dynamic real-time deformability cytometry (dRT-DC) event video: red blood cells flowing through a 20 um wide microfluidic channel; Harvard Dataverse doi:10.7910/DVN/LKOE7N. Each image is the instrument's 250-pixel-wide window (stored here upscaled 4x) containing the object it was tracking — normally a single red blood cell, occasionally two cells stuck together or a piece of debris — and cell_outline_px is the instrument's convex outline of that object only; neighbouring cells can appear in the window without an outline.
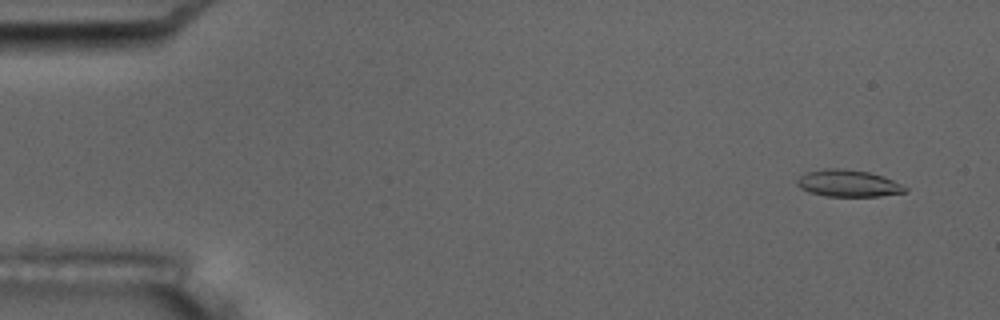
{"species": "common noctule bat (a hibernating species)", "species_latin": "Nyctalus noctula", "temperature_condition": "room temperature", "stored_images_in_passage": 3, "camera_frame_rate_fps": 3000, "um_per_image_px": 0.085, "animal": {"sex": "male", "body_mass_g": 17.5, "forearm_length_mm": 52.3}, "frame": {"image": 1, "passage_image": 1, "time_ms": 0.0, "image_size_px": [1000, 320], "cell_outline_px": [[908, 192], [880, 196], [824, 196], [808, 192], [800, 188], [796, 184], [796, 180], [800, 176], [808, 172], [824, 168], [844, 168], [868, 172], [892, 180], [908, 188]], "centroid_in_image_um": [72.07, 15.59], "position_along_channel_um": 12.9, "area_um2": 16.94}}